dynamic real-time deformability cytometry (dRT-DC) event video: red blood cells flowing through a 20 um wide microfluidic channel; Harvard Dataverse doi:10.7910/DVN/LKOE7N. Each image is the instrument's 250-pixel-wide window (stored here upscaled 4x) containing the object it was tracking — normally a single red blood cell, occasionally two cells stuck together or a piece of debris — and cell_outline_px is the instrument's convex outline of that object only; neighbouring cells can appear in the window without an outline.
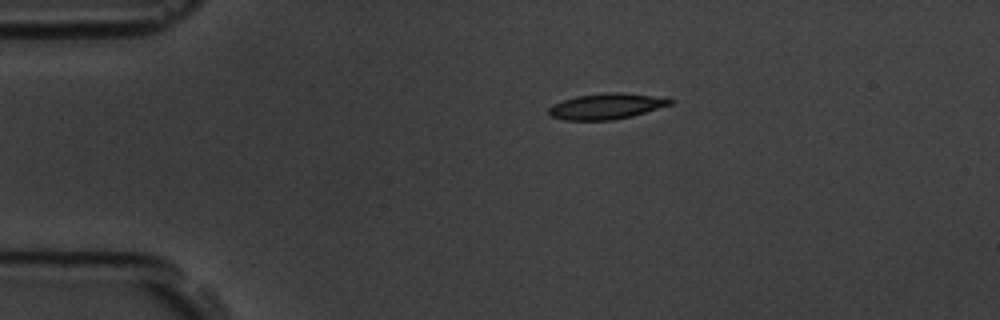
{"species": "common noctule bat (a hibernating species)", "species_latin": "Nyctalus noctula", "temperature_condition": "room temperature", "stored_images_in_passage": 5, "camera_frame_rate_fps": 3000, "um_per_image_px": 0.085, "animal": {"sex": "male", "body_mass_g": 19.5, "forearm_length_mm": 54.6}, "frame": {"image": 1, "passage_image": 1, "time_ms": 0.0, "image_size_px": [1000, 320], "cell_outline_px": [[672, 104], [632, 116], [612, 120], [564, 120], [552, 116], [548, 112], [548, 108], [552, 104], [576, 96], [608, 92], [620, 92], [668, 96], [672, 100]], "centroid_in_image_um": [51.59, 9.01], "position_along_channel_um": 33.4, "area_um2": 18.44}}
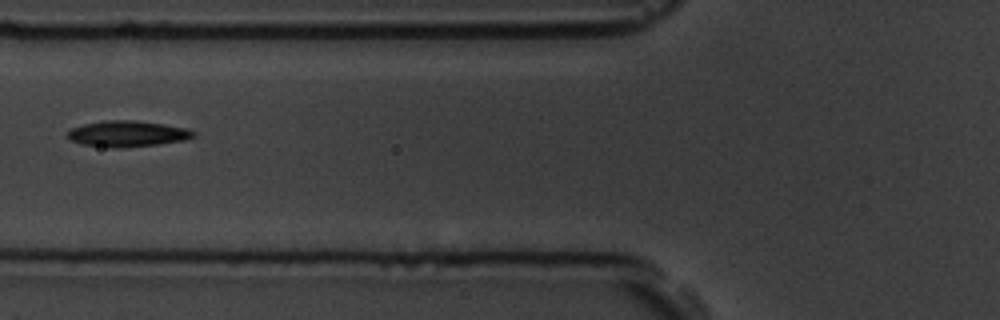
{"frame": {"image": 2, "passage_image": 4, "time_ms": 3.333, "image_size_px": [1000, 320], "cell_outline_px": [[196, 136], [184, 140], [156, 144], [120, 148], [112, 148], [80, 144], [64, 136], [72, 128], [84, 124], [104, 120], [136, 120], [164, 124], [188, 128], [196, 132]], "centroid_in_image_um": [10.83, 11.36], "position_along_channel_um": 115.0, "area_um2": 19.19}}
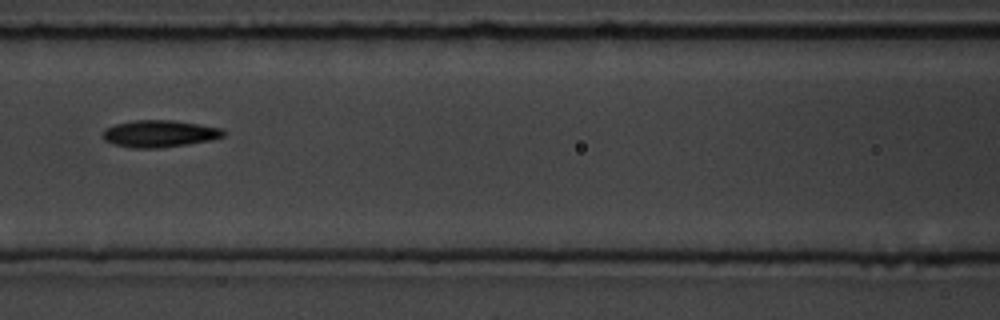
{"frame": {"image": 3, "passage_image": 5, "time_ms": 4.333, "image_size_px": [1000, 320], "cell_outline_px": [[224, 136], [212, 140], [188, 144], [160, 148], [132, 148], [112, 144], [104, 140], [104, 128], [116, 124], [136, 120], [172, 120], [200, 124], [224, 128]], "centroid_in_image_um": [13.58, 11.36], "position_along_channel_um": 153.0, "area_um2": 19.07}}